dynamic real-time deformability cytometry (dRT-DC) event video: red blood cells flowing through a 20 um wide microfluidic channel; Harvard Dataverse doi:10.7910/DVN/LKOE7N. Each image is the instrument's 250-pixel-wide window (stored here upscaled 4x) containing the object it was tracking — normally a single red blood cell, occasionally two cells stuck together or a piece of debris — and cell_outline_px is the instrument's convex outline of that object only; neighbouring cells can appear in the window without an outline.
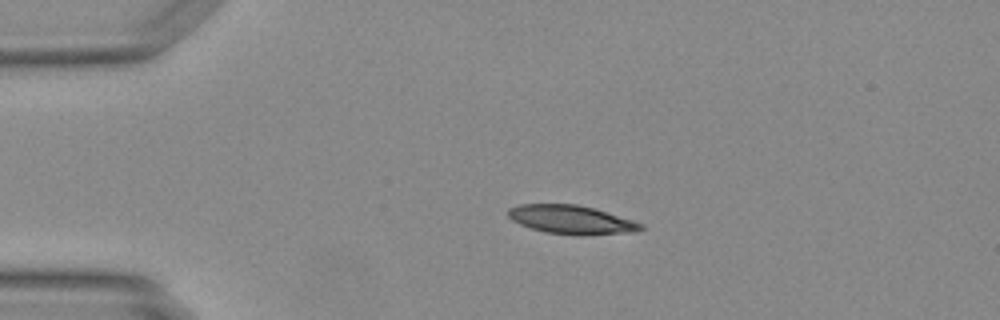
{"species": "Egyptian fruit bat (a non-hibernating species)", "species_latin": "Rousettus aegyptiacus", "temperature_condition": "warm", "stored_images_in_passage": 10, "camera_frame_rate_fps": 3000, "um_per_image_px": 0.085, "animal": {"sex": "female"}, "frame": {"image": 1, "passage_image": 1, "time_ms": 0.0, "image_size_px": [1000, 320], "cell_outline_px": [[644, 228], [636, 232], [584, 236], [576, 236], [544, 232], [520, 224], [512, 220], [508, 216], [508, 208], [520, 204], [576, 204], [592, 208], [632, 220], [644, 224]], "centroid_in_image_um": [48.57, 18.69], "position_along_channel_um": 36.4, "area_um2": 22.31}}
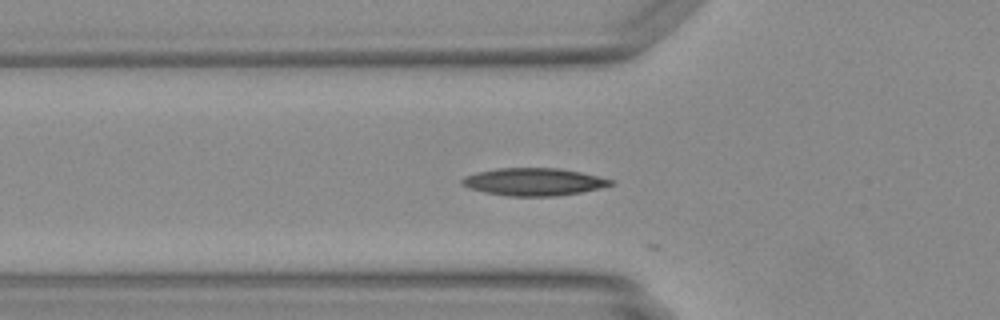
{"frame": {"image": 2, "passage_image": 7, "time_ms": 2.0, "image_size_px": [1000, 320], "cell_outline_px": [[616, 184], [600, 188], [580, 192], [556, 196], [508, 196], [484, 192], [468, 188], [460, 184], [460, 180], [464, 176], [476, 172], [500, 168], [560, 168], [580, 172], [616, 180]], "centroid_in_image_um": [45.37, 15.45], "position_along_channel_um": 80.4, "area_um2": 24.04}}